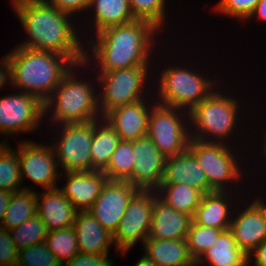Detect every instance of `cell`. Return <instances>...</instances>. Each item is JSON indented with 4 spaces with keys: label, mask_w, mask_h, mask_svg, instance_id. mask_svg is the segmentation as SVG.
Segmentation results:
<instances>
[{
    "label": "cell",
    "mask_w": 266,
    "mask_h": 266,
    "mask_svg": "<svg viewBox=\"0 0 266 266\" xmlns=\"http://www.w3.org/2000/svg\"><path fill=\"white\" fill-rule=\"evenodd\" d=\"M35 190H20L12 193L1 228L12 230L37 214Z\"/></svg>",
    "instance_id": "29"
},
{
    "label": "cell",
    "mask_w": 266,
    "mask_h": 266,
    "mask_svg": "<svg viewBox=\"0 0 266 266\" xmlns=\"http://www.w3.org/2000/svg\"><path fill=\"white\" fill-rule=\"evenodd\" d=\"M16 266H61L45 242L33 244L19 251Z\"/></svg>",
    "instance_id": "36"
},
{
    "label": "cell",
    "mask_w": 266,
    "mask_h": 266,
    "mask_svg": "<svg viewBox=\"0 0 266 266\" xmlns=\"http://www.w3.org/2000/svg\"><path fill=\"white\" fill-rule=\"evenodd\" d=\"M220 89L217 86L189 112L191 139L228 145H231L229 140L235 141L231 134L235 135V129H239L236 123L241 121L238 113L242 104H239L240 98L230 96L229 92L225 95Z\"/></svg>",
    "instance_id": "5"
},
{
    "label": "cell",
    "mask_w": 266,
    "mask_h": 266,
    "mask_svg": "<svg viewBox=\"0 0 266 266\" xmlns=\"http://www.w3.org/2000/svg\"><path fill=\"white\" fill-rule=\"evenodd\" d=\"M204 264L205 266H247V255L236 244L230 229H227L218 235L213 246L195 262L197 266Z\"/></svg>",
    "instance_id": "26"
},
{
    "label": "cell",
    "mask_w": 266,
    "mask_h": 266,
    "mask_svg": "<svg viewBox=\"0 0 266 266\" xmlns=\"http://www.w3.org/2000/svg\"><path fill=\"white\" fill-rule=\"evenodd\" d=\"M157 196L171 208L192 217L200 205L203 193L187 184L175 183L161 184Z\"/></svg>",
    "instance_id": "28"
},
{
    "label": "cell",
    "mask_w": 266,
    "mask_h": 266,
    "mask_svg": "<svg viewBox=\"0 0 266 266\" xmlns=\"http://www.w3.org/2000/svg\"><path fill=\"white\" fill-rule=\"evenodd\" d=\"M0 59V90L7 84L10 85V64L8 54ZM8 82V83H7Z\"/></svg>",
    "instance_id": "42"
},
{
    "label": "cell",
    "mask_w": 266,
    "mask_h": 266,
    "mask_svg": "<svg viewBox=\"0 0 266 266\" xmlns=\"http://www.w3.org/2000/svg\"><path fill=\"white\" fill-rule=\"evenodd\" d=\"M191 222L192 217L189 214L171 208L156 195L148 238L186 239Z\"/></svg>",
    "instance_id": "21"
},
{
    "label": "cell",
    "mask_w": 266,
    "mask_h": 266,
    "mask_svg": "<svg viewBox=\"0 0 266 266\" xmlns=\"http://www.w3.org/2000/svg\"><path fill=\"white\" fill-rule=\"evenodd\" d=\"M150 97L153 102L150 99H144L119 106L106 113L102 118L115 129L123 141H135L145 137L148 133L150 112L157 103L154 96Z\"/></svg>",
    "instance_id": "17"
},
{
    "label": "cell",
    "mask_w": 266,
    "mask_h": 266,
    "mask_svg": "<svg viewBox=\"0 0 266 266\" xmlns=\"http://www.w3.org/2000/svg\"><path fill=\"white\" fill-rule=\"evenodd\" d=\"M109 255H96L79 252L74 258L69 260L64 266H114L113 258Z\"/></svg>",
    "instance_id": "39"
},
{
    "label": "cell",
    "mask_w": 266,
    "mask_h": 266,
    "mask_svg": "<svg viewBox=\"0 0 266 266\" xmlns=\"http://www.w3.org/2000/svg\"><path fill=\"white\" fill-rule=\"evenodd\" d=\"M44 117V103L35 95L18 91L0 97V133L7 138L34 133Z\"/></svg>",
    "instance_id": "12"
},
{
    "label": "cell",
    "mask_w": 266,
    "mask_h": 266,
    "mask_svg": "<svg viewBox=\"0 0 266 266\" xmlns=\"http://www.w3.org/2000/svg\"><path fill=\"white\" fill-rule=\"evenodd\" d=\"M37 215L48 232L72 227L78 210L57 187L42 192L36 190Z\"/></svg>",
    "instance_id": "20"
},
{
    "label": "cell",
    "mask_w": 266,
    "mask_h": 266,
    "mask_svg": "<svg viewBox=\"0 0 266 266\" xmlns=\"http://www.w3.org/2000/svg\"><path fill=\"white\" fill-rule=\"evenodd\" d=\"M232 195L233 192L229 191L203 194L200 205L192 216V221L195 224L219 230L229 229L235 206L240 199L236 194L233 197Z\"/></svg>",
    "instance_id": "19"
},
{
    "label": "cell",
    "mask_w": 266,
    "mask_h": 266,
    "mask_svg": "<svg viewBox=\"0 0 266 266\" xmlns=\"http://www.w3.org/2000/svg\"><path fill=\"white\" fill-rule=\"evenodd\" d=\"M27 1H34V0H11L10 2L12 3L11 6H15L19 3H22V2H27Z\"/></svg>",
    "instance_id": "47"
},
{
    "label": "cell",
    "mask_w": 266,
    "mask_h": 266,
    "mask_svg": "<svg viewBox=\"0 0 266 266\" xmlns=\"http://www.w3.org/2000/svg\"><path fill=\"white\" fill-rule=\"evenodd\" d=\"M60 178H63L66 184L63 183L64 185L58 188L78 211H88L92 207L108 180L104 172L94 170L62 172Z\"/></svg>",
    "instance_id": "18"
},
{
    "label": "cell",
    "mask_w": 266,
    "mask_h": 266,
    "mask_svg": "<svg viewBox=\"0 0 266 266\" xmlns=\"http://www.w3.org/2000/svg\"><path fill=\"white\" fill-rule=\"evenodd\" d=\"M137 191L128 181L107 180L88 211L104 229L114 234L130 199Z\"/></svg>",
    "instance_id": "15"
},
{
    "label": "cell",
    "mask_w": 266,
    "mask_h": 266,
    "mask_svg": "<svg viewBox=\"0 0 266 266\" xmlns=\"http://www.w3.org/2000/svg\"><path fill=\"white\" fill-rule=\"evenodd\" d=\"M251 263L253 266H266V240L247 255V266H252Z\"/></svg>",
    "instance_id": "41"
},
{
    "label": "cell",
    "mask_w": 266,
    "mask_h": 266,
    "mask_svg": "<svg viewBox=\"0 0 266 266\" xmlns=\"http://www.w3.org/2000/svg\"><path fill=\"white\" fill-rule=\"evenodd\" d=\"M10 87L37 96L43 103L74 65L55 52L16 46L8 53Z\"/></svg>",
    "instance_id": "3"
},
{
    "label": "cell",
    "mask_w": 266,
    "mask_h": 266,
    "mask_svg": "<svg viewBox=\"0 0 266 266\" xmlns=\"http://www.w3.org/2000/svg\"><path fill=\"white\" fill-rule=\"evenodd\" d=\"M231 144L190 139L188 150L195 156L207 176L209 193L214 191L238 193L239 190L236 188L239 187L238 181L241 183L244 181L241 178L246 169L241 167L242 157H238L239 152L235 150L233 141Z\"/></svg>",
    "instance_id": "7"
},
{
    "label": "cell",
    "mask_w": 266,
    "mask_h": 266,
    "mask_svg": "<svg viewBox=\"0 0 266 266\" xmlns=\"http://www.w3.org/2000/svg\"><path fill=\"white\" fill-rule=\"evenodd\" d=\"M87 14L93 16L89 28L93 35L105 28L126 24L136 20L129 0H91ZM91 10V11H90ZM89 12V13H88Z\"/></svg>",
    "instance_id": "24"
},
{
    "label": "cell",
    "mask_w": 266,
    "mask_h": 266,
    "mask_svg": "<svg viewBox=\"0 0 266 266\" xmlns=\"http://www.w3.org/2000/svg\"><path fill=\"white\" fill-rule=\"evenodd\" d=\"M243 197V195L240 197L242 200H239L235 206L229 229L236 244L248 255L266 240V201L263 200L264 196L262 195L255 196L254 199H251L252 202L250 197H248L249 200L246 198L247 202H243L245 199Z\"/></svg>",
    "instance_id": "13"
},
{
    "label": "cell",
    "mask_w": 266,
    "mask_h": 266,
    "mask_svg": "<svg viewBox=\"0 0 266 266\" xmlns=\"http://www.w3.org/2000/svg\"><path fill=\"white\" fill-rule=\"evenodd\" d=\"M95 125L96 120L55 126L57 138L53 137L51 146L61 173L92 171L90 149Z\"/></svg>",
    "instance_id": "10"
},
{
    "label": "cell",
    "mask_w": 266,
    "mask_h": 266,
    "mask_svg": "<svg viewBox=\"0 0 266 266\" xmlns=\"http://www.w3.org/2000/svg\"><path fill=\"white\" fill-rule=\"evenodd\" d=\"M134 163L133 141L121 140L103 172L108 180L127 181L132 176Z\"/></svg>",
    "instance_id": "32"
},
{
    "label": "cell",
    "mask_w": 266,
    "mask_h": 266,
    "mask_svg": "<svg viewBox=\"0 0 266 266\" xmlns=\"http://www.w3.org/2000/svg\"><path fill=\"white\" fill-rule=\"evenodd\" d=\"M168 0H129L131 11L136 19L151 22L157 29L165 31ZM166 8V9H165ZM164 29V30H163Z\"/></svg>",
    "instance_id": "34"
},
{
    "label": "cell",
    "mask_w": 266,
    "mask_h": 266,
    "mask_svg": "<svg viewBox=\"0 0 266 266\" xmlns=\"http://www.w3.org/2000/svg\"><path fill=\"white\" fill-rule=\"evenodd\" d=\"M133 153V173L127 181L137 190L157 191L163 179L166 157L148 136L133 141Z\"/></svg>",
    "instance_id": "16"
},
{
    "label": "cell",
    "mask_w": 266,
    "mask_h": 266,
    "mask_svg": "<svg viewBox=\"0 0 266 266\" xmlns=\"http://www.w3.org/2000/svg\"><path fill=\"white\" fill-rule=\"evenodd\" d=\"M144 253L158 266H195L186 239L162 240L147 238L142 246Z\"/></svg>",
    "instance_id": "25"
},
{
    "label": "cell",
    "mask_w": 266,
    "mask_h": 266,
    "mask_svg": "<svg viewBox=\"0 0 266 266\" xmlns=\"http://www.w3.org/2000/svg\"><path fill=\"white\" fill-rule=\"evenodd\" d=\"M150 67L136 66L97 73L95 78L99 82L97 85L100 88L98 90V103L101 117L116 107L149 99V92L147 91H149L148 89L152 90V88L149 86L147 88V85H149L148 82L155 80V78L150 80V78L155 77L150 71L153 67Z\"/></svg>",
    "instance_id": "8"
},
{
    "label": "cell",
    "mask_w": 266,
    "mask_h": 266,
    "mask_svg": "<svg viewBox=\"0 0 266 266\" xmlns=\"http://www.w3.org/2000/svg\"><path fill=\"white\" fill-rule=\"evenodd\" d=\"M252 18H258L257 20H261L263 22H266V0H259L258 4L256 5V8L252 15L249 17L248 20Z\"/></svg>",
    "instance_id": "44"
},
{
    "label": "cell",
    "mask_w": 266,
    "mask_h": 266,
    "mask_svg": "<svg viewBox=\"0 0 266 266\" xmlns=\"http://www.w3.org/2000/svg\"><path fill=\"white\" fill-rule=\"evenodd\" d=\"M157 191L138 190L130 199L124 216L113 234L116 252L125 255L138 241L148 238L154 197Z\"/></svg>",
    "instance_id": "11"
},
{
    "label": "cell",
    "mask_w": 266,
    "mask_h": 266,
    "mask_svg": "<svg viewBox=\"0 0 266 266\" xmlns=\"http://www.w3.org/2000/svg\"><path fill=\"white\" fill-rule=\"evenodd\" d=\"M147 136L166 158L181 154L191 139L189 112L156 103L150 112Z\"/></svg>",
    "instance_id": "9"
},
{
    "label": "cell",
    "mask_w": 266,
    "mask_h": 266,
    "mask_svg": "<svg viewBox=\"0 0 266 266\" xmlns=\"http://www.w3.org/2000/svg\"><path fill=\"white\" fill-rule=\"evenodd\" d=\"M49 5L55 7L59 11L74 16L76 13L81 15L88 11L91 0H44ZM85 11V12H83ZM80 12V13H78Z\"/></svg>",
    "instance_id": "40"
},
{
    "label": "cell",
    "mask_w": 266,
    "mask_h": 266,
    "mask_svg": "<svg viewBox=\"0 0 266 266\" xmlns=\"http://www.w3.org/2000/svg\"><path fill=\"white\" fill-rule=\"evenodd\" d=\"M9 233L20 251L33 244L45 242L48 231L42 219L36 214L17 228L9 230Z\"/></svg>",
    "instance_id": "33"
},
{
    "label": "cell",
    "mask_w": 266,
    "mask_h": 266,
    "mask_svg": "<svg viewBox=\"0 0 266 266\" xmlns=\"http://www.w3.org/2000/svg\"><path fill=\"white\" fill-rule=\"evenodd\" d=\"M7 139L0 142V190L12 193L20 190H34L32 185L23 186L18 152ZM20 186H23L22 188Z\"/></svg>",
    "instance_id": "30"
},
{
    "label": "cell",
    "mask_w": 266,
    "mask_h": 266,
    "mask_svg": "<svg viewBox=\"0 0 266 266\" xmlns=\"http://www.w3.org/2000/svg\"><path fill=\"white\" fill-rule=\"evenodd\" d=\"M263 131H264V133L262 134V141H263V143L261 142V146L262 147H260L261 149H260V152L262 153V155H264V157H265V161H266V128L265 129H263ZM266 164V163H265ZM264 168H266V166L264 167ZM265 170V172H266V169H264Z\"/></svg>",
    "instance_id": "46"
},
{
    "label": "cell",
    "mask_w": 266,
    "mask_h": 266,
    "mask_svg": "<svg viewBox=\"0 0 266 266\" xmlns=\"http://www.w3.org/2000/svg\"><path fill=\"white\" fill-rule=\"evenodd\" d=\"M12 8L28 35L27 40L17 46L55 52L66 56L74 65L84 62L86 45L76 28L80 25L73 23L75 18L72 15L59 11L44 0L22 2Z\"/></svg>",
    "instance_id": "2"
},
{
    "label": "cell",
    "mask_w": 266,
    "mask_h": 266,
    "mask_svg": "<svg viewBox=\"0 0 266 266\" xmlns=\"http://www.w3.org/2000/svg\"><path fill=\"white\" fill-rule=\"evenodd\" d=\"M86 66L85 62L73 65L44 102V115L51 113V118L47 120H50L48 122H51L53 126L84 123L102 118L99 110L98 90L94 85L98 83H95V78L89 77V80H86L82 79L83 76L81 78L78 76L77 70L82 68L83 72ZM91 80H94V84Z\"/></svg>",
    "instance_id": "4"
},
{
    "label": "cell",
    "mask_w": 266,
    "mask_h": 266,
    "mask_svg": "<svg viewBox=\"0 0 266 266\" xmlns=\"http://www.w3.org/2000/svg\"><path fill=\"white\" fill-rule=\"evenodd\" d=\"M19 258V249L12 241L7 229L0 227V266H16Z\"/></svg>",
    "instance_id": "38"
},
{
    "label": "cell",
    "mask_w": 266,
    "mask_h": 266,
    "mask_svg": "<svg viewBox=\"0 0 266 266\" xmlns=\"http://www.w3.org/2000/svg\"><path fill=\"white\" fill-rule=\"evenodd\" d=\"M181 183L209 193V183L195 156L187 149L179 155L167 157L161 184Z\"/></svg>",
    "instance_id": "22"
},
{
    "label": "cell",
    "mask_w": 266,
    "mask_h": 266,
    "mask_svg": "<svg viewBox=\"0 0 266 266\" xmlns=\"http://www.w3.org/2000/svg\"><path fill=\"white\" fill-rule=\"evenodd\" d=\"M45 243L61 266L79 253L77 236L73 227L48 232Z\"/></svg>",
    "instance_id": "31"
},
{
    "label": "cell",
    "mask_w": 266,
    "mask_h": 266,
    "mask_svg": "<svg viewBox=\"0 0 266 266\" xmlns=\"http://www.w3.org/2000/svg\"><path fill=\"white\" fill-rule=\"evenodd\" d=\"M222 231L223 230L195 224L193 221L191 222L186 242L189 254L195 262L205 251L213 246V243Z\"/></svg>",
    "instance_id": "35"
},
{
    "label": "cell",
    "mask_w": 266,
    "mask_h": 266,
    "mask_svg": "<svg viewBox=\"0 0 266 266\" xmlns=\"http://www.w3.org/2000/svg\"><path fill=\"white\" fill-rule=\"evenodd\" d=\"M120 141L118 133L108 122L103 118L96 120L90 149L92 171L103 172L107 168Z\"/></svg>",
    "instance_id": "27"
},
{
    "label": "cell",
    "mask_w": 266,
    "mask_h": 266,
    "mask_svg": "<svg viewBox=\"0 0 266 266\" xmlns=\"http://www.w3.org/2000/svg\"><path fill=\"white\" fill-rule=\"evenodd\" d=\"M173 64L162 66V71L157 75L159 76L157 83L153 81L154 85L158 86V90L156 86L154 91L157 92H153L155 95L152 96H156L155 101L160 105L190 112L203 99H206L217 85H221L218 78L211 79V76L203 75V71L197 69L195 71L194 67L184 66L181 63L180 65L177 63V66Z\"/></svg>",
    "instance_id": "6"
},
{
    "label": "cell",
    "mask_w": 266,
    "mask_h": 266,
    "mask_svg": "<svg viewBox=\"0 0 266 266\" xmlns=\"http://www.w3.org/2000/svg\"><path fill=\"white\" fill-rule=\"evenodd\" d=\"M18 145L14 149L18 152L22 183L28 178L44 190L57 188L61 172L52 146L32 140L20 141Z\"/></svg>",
    "instance_id": "14"
},
{
    "label": "cell",
    "mask_w": 266,
    "mask_h": 266,
    "mask_svg": "<svg viewBox=\"0 0 266 266\" xmlns=\"http://www.w3.org/2000/svg\"><path fill=\"white\" fill-rule=\"evenodd\" d=\"M258 2L259 0H219L214 6V10L216 14L221 13L225 17H233L241 22H247Z\"/></svg>",
    "instance_id": "37"
},
{
    "label": "cell",
    "mask_w": 266,
    "mask_h": 266,
    "mask_svg": "<svg viewBox=\"0 0 266 266\" xmlns=\"http://www.w3.org/2000/svg\"><path fill=\"white\" fill-rule=\"evenodd\" d=\"M72 227L81 253L108 255L114 246L113 234L104 229L89 211H78Z\"/></svg>",
    "instance_id": "23"
},
{
    "label": "cell",
    "mask_w": 266,
    "mask_h": 266,
    "mask_svg": "<svg viewBox=\"0 0 266 266\" xmlns=\"http://www.w3.org/2000/svg\"><path fill=\"white\" fill-rule=\"evenodd\" d=\"M12 192L0 190V226L3 222L4 215L11 199Z\"/></svg>",
    "instance_id": "43"
},
{
    "label": "cell",
    "mask_w": 266,
    "mask_h": 266,
    "mask_svg": "<svg viewBox=\"0 0 266 266\" xmlns=\"http://www.w3.org/2000/svg\"><path fill=\"white\" fill-rule=\"evenodd\" d=\"M160 32L151 22L141 19L105 28L84 41L85 48H88L84 62L87 68L95 65L99 73L150 66L151 55L155 54L153 50H159L155 47L160 43H156V39L162 36Z\"/></svg>",
    "instance_id": "1"
},
{
    "label": "cell",
    "mask_w": 266,
    "mask_h": 266,
    "mask_svg": "<svg viewBox=\"0 0 266 266\" xmlns=\"http://www.w3.org/2000/svg\"><path fill=\"white\" fill-rule=\"evenodd\" d=\"M135 266H158L152 259L145 253L140 257Z\"/></svg>",
    "instance_id": "45"
}]
</instances>
